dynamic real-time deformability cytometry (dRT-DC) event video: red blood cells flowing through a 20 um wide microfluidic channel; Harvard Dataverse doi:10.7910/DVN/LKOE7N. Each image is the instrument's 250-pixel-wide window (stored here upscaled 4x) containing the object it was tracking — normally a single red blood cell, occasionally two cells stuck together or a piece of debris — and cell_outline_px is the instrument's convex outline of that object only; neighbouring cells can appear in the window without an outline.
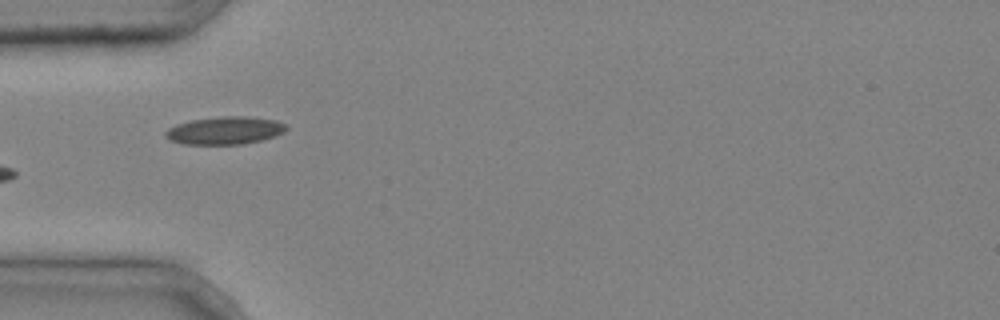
{"species": "common noctule bat (a hibernating species)", "species_latin": "Nyctalus noctula", "temperature_condition": "cold", "stored_images_in_passage": 6, "camera_frame_rate_fps": 3000, "um_per_image_px": 0.085, "animal": {"sex": "male", "body_mass_g": 20.4}, "frame": {"image": 1, "passage_image": 5, "time_ms": 1.333, "image_size_px": [1000, 320], "cell_outline_px": [[288, 128], [284, 132], [276, 136], [244, 144], [184, 144], [168, 140], [164, 136], [164, 132], [168, 128], [176, 124], [188, 120], [224, 116], [244, 116], [276, 120], [288, 124]], "centroid_in_image_um": [19.1, 11.09], "position_along_channel_um": 65.9, "area_um2": 19.77}}